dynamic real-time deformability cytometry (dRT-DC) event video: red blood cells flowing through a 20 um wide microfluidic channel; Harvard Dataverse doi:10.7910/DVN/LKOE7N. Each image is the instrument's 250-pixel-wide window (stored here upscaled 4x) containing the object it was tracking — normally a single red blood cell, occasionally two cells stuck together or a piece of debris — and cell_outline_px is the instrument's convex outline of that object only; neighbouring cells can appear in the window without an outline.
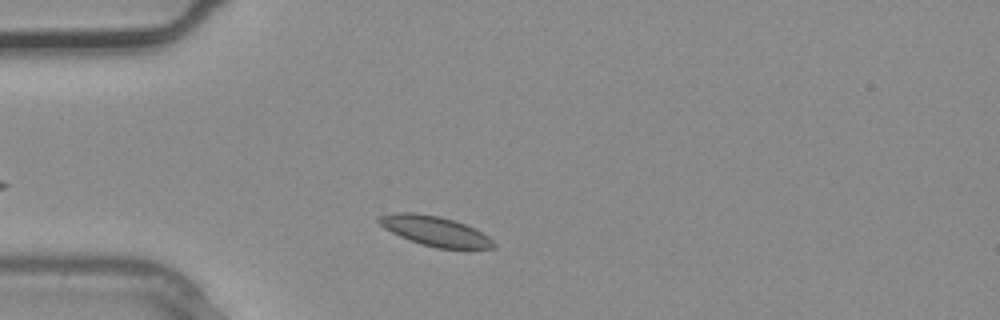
{"species": "common noctule bat (a hibernating species)", "species_latin": "Nyctalus noctula", "temperature_condition": "warm", "stored_images_in_passage": 2, "camera_frame_rate_fps": 3000, "um_per_image_px": 0.085, "animal": {"sex": "male", "body_mass_g": 20.4}, "frame": {"image": 1, "passage_image": 2, "time_ms": 0.333, "image_size_px": [1000, 320], "cell_outline_px": [[496, 248], [436, 248], [400, 236], [384, 228], [376, 220], [380, 216], [396, 212], [412, 212], [440, 216], [464, 224], [488, 236], [496, 244]], "centroid_in_image_um": [36.96, 19.63], "position_along_channel_um": 48.0, "area_um2": 19.48}}